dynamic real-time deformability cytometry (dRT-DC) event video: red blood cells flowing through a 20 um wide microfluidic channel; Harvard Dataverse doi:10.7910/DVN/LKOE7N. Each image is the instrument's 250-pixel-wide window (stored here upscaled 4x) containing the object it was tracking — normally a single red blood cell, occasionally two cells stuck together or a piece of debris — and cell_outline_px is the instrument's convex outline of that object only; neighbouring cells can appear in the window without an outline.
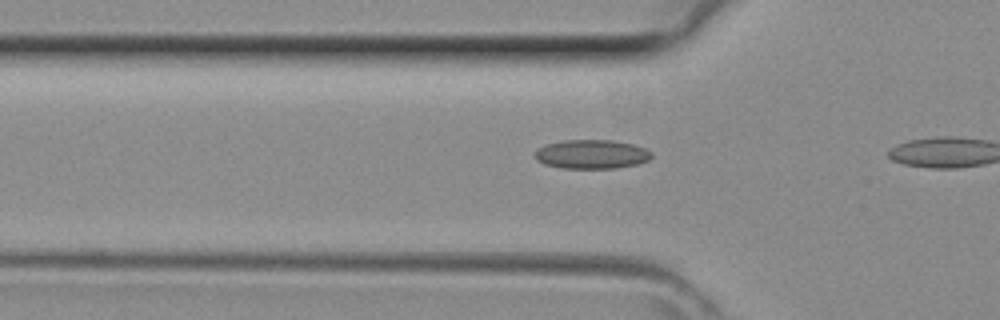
{"species": "common noctule bat (a hibernating species)", "species_latin": "Nyctalus noctula", "temperature_condition": "room temperature", "stored_images_in_passage": 5, "camera_frame_rate_fps": 3000, "um_per_image_px": 0.085, "animal": {"sex": "female", "body_mass_g": 29.2, "forearm_length_mm": 56.3}, "frame": {"image": 1, "passage_image": 4, "time_ms": 1.0, "image_size_px": [1000, 320], "cell_outline_px": [[652, 156], [648, 160], [636, 164], [616, 168], [564, 168], [544, 164], [536, 160], [536, 152], [540, 148], [548, 144], [564, 140], [612, 140], [632, 144], [644, 148], [652, 152]], "centroid_in_image_um": [50.31, 13.11], "position_along_channel_um": 75.5, "area_um2": 19.48}}